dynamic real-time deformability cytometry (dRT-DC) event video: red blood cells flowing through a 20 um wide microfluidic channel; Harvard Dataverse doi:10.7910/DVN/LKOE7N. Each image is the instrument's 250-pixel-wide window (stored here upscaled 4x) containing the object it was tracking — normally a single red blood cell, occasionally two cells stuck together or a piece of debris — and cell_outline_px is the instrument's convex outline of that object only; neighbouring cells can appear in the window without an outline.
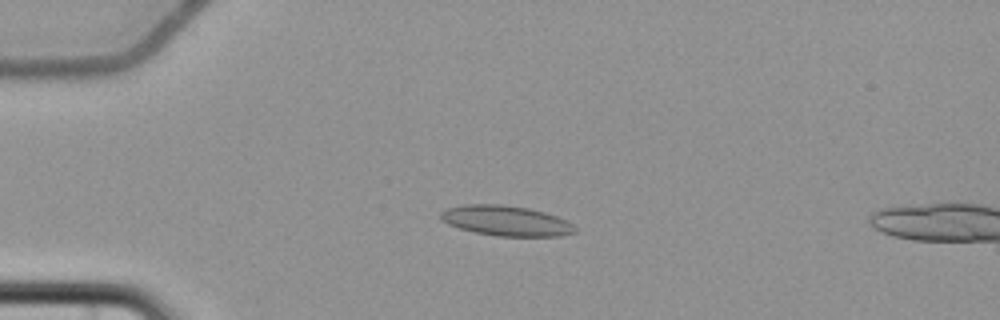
{"species": "common noctule bat (a hibernating species)", "species_latin": "Nyctalus noctula", "temperature_condition": "cold", "stored_images_in_passage": 6, "camera_frame_rate_fps": 3000, "um_per_image_px": 0.085, "animal": {"sex": "female", "body_mass_g": 22.7, "forearm_length_mm": 54.2}, "frame": {"image": 1, "passage_image": 5, "time_ms": 5.0, "image_size_px": [1000, 320], "cell_outline_px": [[576, 232], [560, 236], [496, 236], [476, 232], [460, 228], [448, 224], [440, 216], [440, 212], [448, 208], [464, 204], [500, 204], [528, 208], [544, 212], [556, 216], [572, 224], [576, 228]], "centroid_in_image_um": [43.02, 18.76], "position_along_channel_um": 42.0, "area_um2": 23.41}}